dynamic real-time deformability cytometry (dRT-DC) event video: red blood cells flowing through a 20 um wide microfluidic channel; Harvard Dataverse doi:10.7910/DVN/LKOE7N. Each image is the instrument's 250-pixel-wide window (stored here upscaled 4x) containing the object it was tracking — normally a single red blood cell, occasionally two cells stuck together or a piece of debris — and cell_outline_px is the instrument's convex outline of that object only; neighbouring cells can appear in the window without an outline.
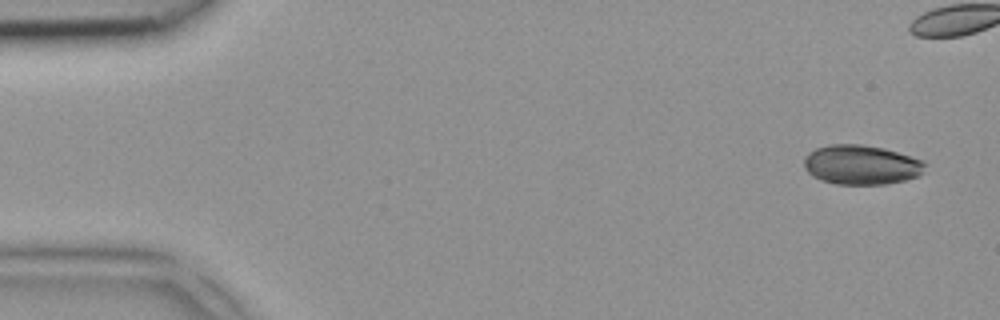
{"species": "common noctule bat (a hibernating species)", "species_latin": "Nyctalus noctula", "temperature_condition": "room temperature", "stored_images_in_passage": 5, "camera_frame_rate_fps": 3000, "um_per_image_px": 0.085, "animal": {"sex": "female", "body_mass_g": 18.4}, "frame": {"image": 1, "passage_image": 1, "time_ms": 0.0, "image_size_px": [1000, 320], "cell_outline_px": [[924, 172], [920, 176], [904, 180], [884, 184], [836, 184], [820, 180], [812, 176], [804, 168], [804, 156], [808, 152], [816, 148], [828, 144], [860, 144], [884, 148], [924, 160]], "centroid_in_image_um": [73.19, 14.0], "position_along_channel_um": 11.8, "area_um2": 28.09}}